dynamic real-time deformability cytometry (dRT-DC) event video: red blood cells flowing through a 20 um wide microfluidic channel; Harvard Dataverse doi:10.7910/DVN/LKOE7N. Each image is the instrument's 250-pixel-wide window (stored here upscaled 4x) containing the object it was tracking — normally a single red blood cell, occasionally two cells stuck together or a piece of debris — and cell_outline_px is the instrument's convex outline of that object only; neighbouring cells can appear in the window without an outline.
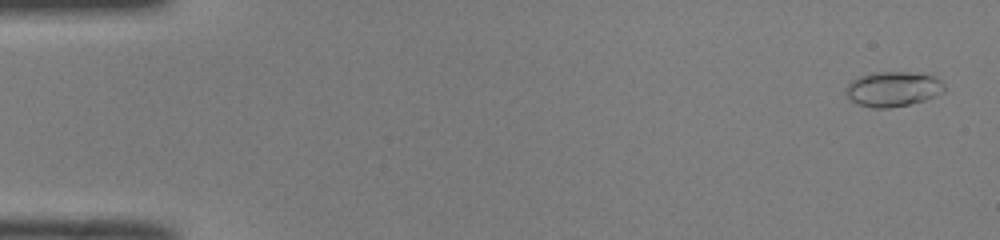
{"species": "common noctule bat (a hibernating species)", "species_latin": "Nyctalus noctula", "temperature_condition": "room temperature", "stored_images_in_passage": 50, "camera_frame_rate_fps": 3000, "um_per_image_px": 0.085, "animal": {"sex": "male", "body_mass_g": 19.0, "forearm_length_mm": 50.8}, "frame": {"image": 1, "passage_image": 1, "time_ms": 0.0, "image_size_px": [1000, 240], "cell_outline_px": [[944, 92], [936, 96], [924, 100], [908, 104], [888, 108], [872, 108], [860, 104], [852, 100], [844, 92], [844, 88], [852, 80], [860, 76], [872, 72], [932, 72], [944, 84]], "centroid_in_image_um": [75.95, 7.53], "position_along_channel_um": 9.0, "area_um2": 20.4}}
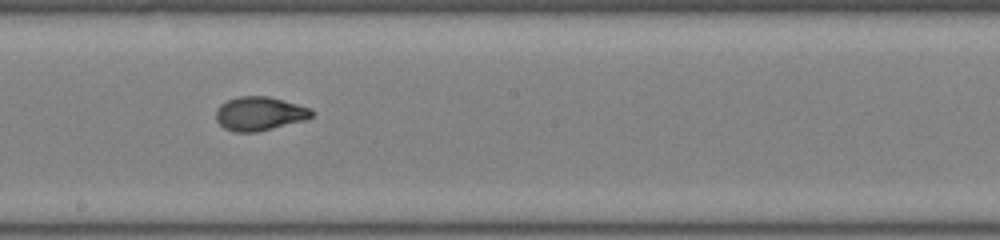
{"frame": {"image": 2, "passage_image": 28, "time_ms": 9.0, "image_size_px": [1000, 240], "cell_outline_px": [[312, 116], [304, 120], [256, 132], [236, 132], [224, 128], [216, 120], [216, 108], [220, 104], [228, 100], [240, 96], [268, 96], [284, 100], [312, 108]], "centroid_in_image_um": [22.04, 9.65], "position_along_channel_um": 226.2, "area_um2": 18.79}}
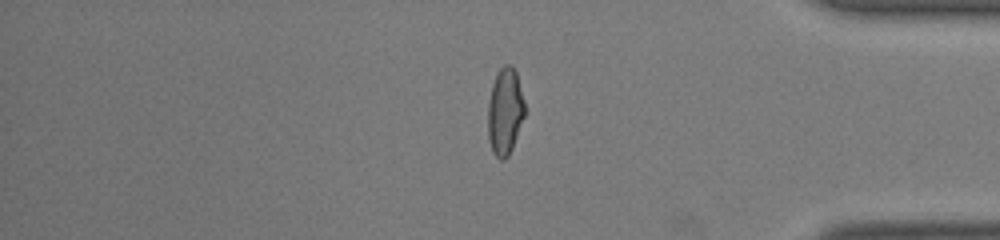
{"frame": {"image": 3, "passage_image": 42, "time_ms": 13.667, "image_size_px": [1000, 240], "cell_outline_px": [[524, 116], [512, 148], [508, 156], [504, 160], [500, 160], [492, 152], [488, 140], [488, 104], [492, 84], [500, 68], [504, 64], [512, 64], [516, 72], [524, 100]], "centroid_in_image_um": [42.91, 9.48], "position_along_channel_um": 392.3, "area_um2": 18.61}, "authors_computed_cell_mechanics": {"area_um2": 18.8428, "velocity_mm_per_s": 4.0327, "shape_relaxation_time_tau1_ms": 5.6228, "shape_relaxation_time_tau2_ms": 0.8903, "deformation_change_tau1": 0.2221, "deformation_change_tau2": 0.0465}}